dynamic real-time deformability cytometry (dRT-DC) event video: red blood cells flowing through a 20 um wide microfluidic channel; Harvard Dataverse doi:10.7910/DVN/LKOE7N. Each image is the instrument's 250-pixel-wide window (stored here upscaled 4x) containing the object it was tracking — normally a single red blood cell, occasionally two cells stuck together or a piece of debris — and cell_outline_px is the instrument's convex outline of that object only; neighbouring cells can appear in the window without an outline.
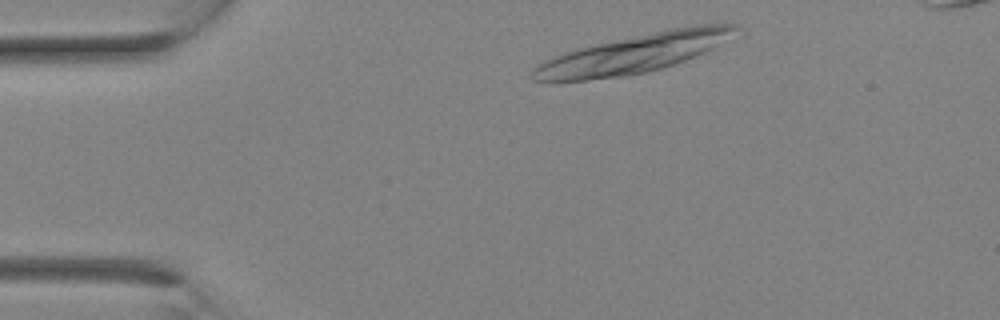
{"species": "Egyptian fruit bat (a non-hibernating species)", "species_latin": "Rousettus aegyptiacus", "temperature_condition": "room temperature", "stored_images_in_passage": 10, "segment_of_instrument_passage": [1, 2], "camera_frame_rate_fps": 3000, "um_per_image_px": 0.085, "animal": {"sex": "female"}, "frame": {"image": 1, "passage_image": 1, "time_ms": 0.0, "image_size_px": [1000, 320], "cell_outline_px": [[740, 28], [712, 48], [696, 56], [648, 72], [628, 76], [556, 84], [544, 84], [532, 80], [532, 72], [544, 60], [552, 56], [576, 48], [672, 28], [696, 24], [740, 24]], "centroid_in_image_um": [53.7, 4.61], "position_along_channel_um": 31.3, "area_um2": 46.01}}